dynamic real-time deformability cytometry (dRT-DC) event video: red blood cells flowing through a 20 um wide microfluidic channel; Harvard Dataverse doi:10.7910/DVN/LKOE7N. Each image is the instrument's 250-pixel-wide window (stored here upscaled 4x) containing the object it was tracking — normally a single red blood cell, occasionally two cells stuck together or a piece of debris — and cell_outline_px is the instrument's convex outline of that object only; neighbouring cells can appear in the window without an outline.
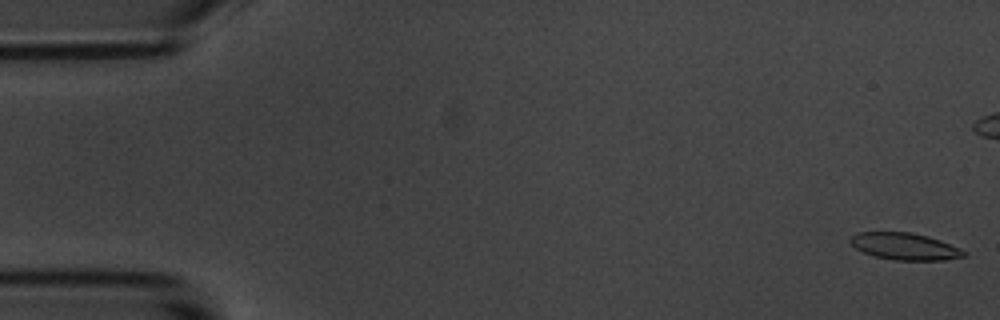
{"species": "common noctule bat (a hibernating species)", "species_latin": "Nyctalus noctula", "temperature_condition": "room temperature", "stored_images_in_passage": 57, "camera_frame_rate_fps": 3000, "um_per_image_px": 0.085, "animal": {"sex": "male", "body_mass_g": 20.1, "forearm_length_mm": 53.5}, "frame": {"image": 1, "passage_image": 1, "time_ms": 0.0, "image_size_px": [1000, 320], "cell_outline_px": [[968, 252], [964, 256], [944, 260], [896, 260], [872, 256], [856, 248], [848, 240], [856, 232], [912, 232], [928, 236], [940, 240], [960, 248]], "centroid_in_image_um": [76.9, 20.94], "position_along_channel_um": 8.1, "area_um2": 17.86}}
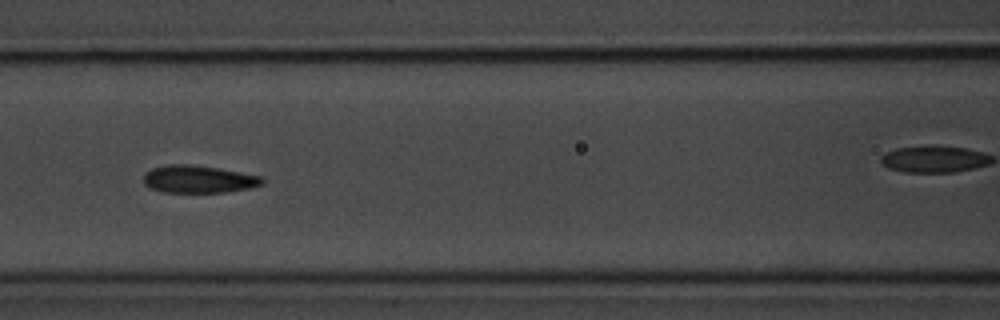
{"frame": {"image": 2, "passage_image": 24, "time_ms": 7.667, "image_size_px": [1000, 320], "cell_outline_px": [[264, 184], [248, 188], [224, 192], [160, 192], [144, 184], [144, 172], [152, 168], [168, 164], [188, 164], [220, 168], [260, 176], [264, 180]], "centroid_in_image_um": [16.85, 15.22], "position_along_channel_um": 149.8, "area_um2": 19.02}}
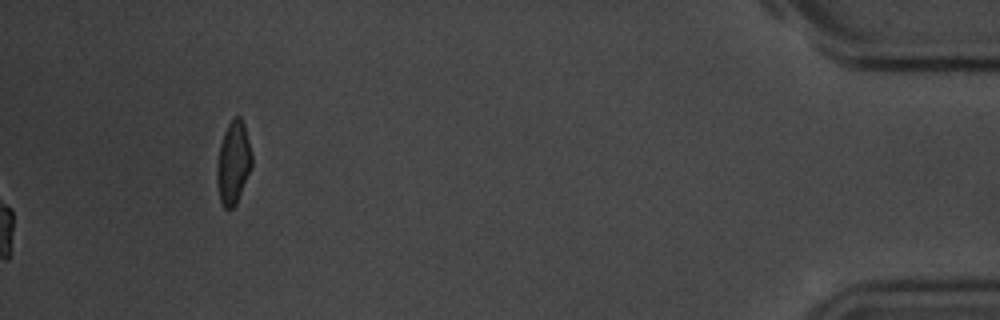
{"frame": {"image": 3, "passage_image": 57, "time_ms": 18.667, "image_size_px": [1000, 320], "cell_outline_px": [[252, 164], [236, 204], [232, 208], [224, 208], [220, 200], [216, 180], [216, 164], [220, 144], [224, 132], [232, 116], [240, 116], [244, 124], [252, 152]], "centroid_in_image_um": [19.81, 13.79], "position_along_channel_um": 415.4, "area_um2": 16.88}, "authors_computed_cell_mechanics": {"area_um2": 19.0162, "velocity_mm_per_s": 3.579, "shape_relaxation_time_tau1_ms": 3.7904, "shape_relaxation_time_tau2_ms": 1.7128, "deformation_change_tau1": 0.1171, "deformation_change_tau2": 0.077}}